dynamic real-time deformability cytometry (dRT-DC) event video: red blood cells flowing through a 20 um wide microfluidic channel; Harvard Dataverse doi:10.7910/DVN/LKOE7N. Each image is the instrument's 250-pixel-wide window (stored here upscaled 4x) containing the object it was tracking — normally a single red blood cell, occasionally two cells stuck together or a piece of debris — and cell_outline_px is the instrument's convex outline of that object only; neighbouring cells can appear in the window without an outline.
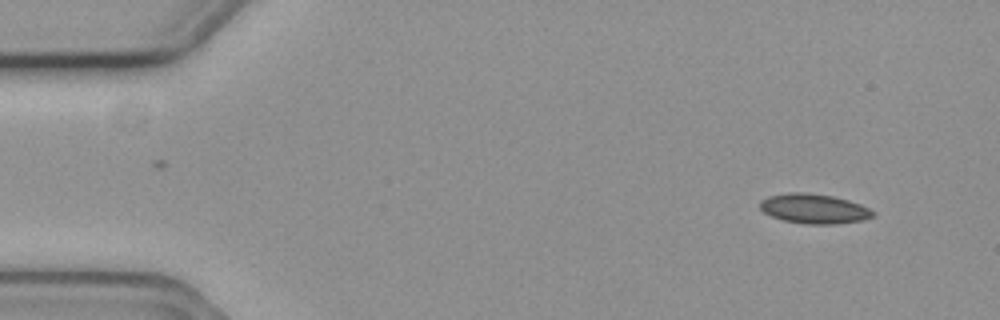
{"species": "common noctule bat (a hibernating species)", "species_latin": "Nyctalus noctula", "temperature_condition": "cold", "stored_images_in_passage": 4, "camera_frame_rate_fps": 3000, "um_per_image_px": 0.085, "animal": {"sex": "female", "body_mass_g": 19.3, "forearm_length_mm": 54.1}, "frame": {"image": 1, "passage_image": 1, "time_ms": 0.0, "image_size_px": [1000, 320], "cell_outline_px": [[876, 216], [860, 220], [836, 224], [804, 224], [784, 220], [772, 216], [764, 212], [760, 208], [760, 200], [768, 196], [788, 192], [808, 192], [832, 196], [848, 200], [860, 204], [876, 212]], "centroid_in_image_um": [69.19, 17.73], "position_along_channel_um": 15.8, "area_um2": 19.59}}
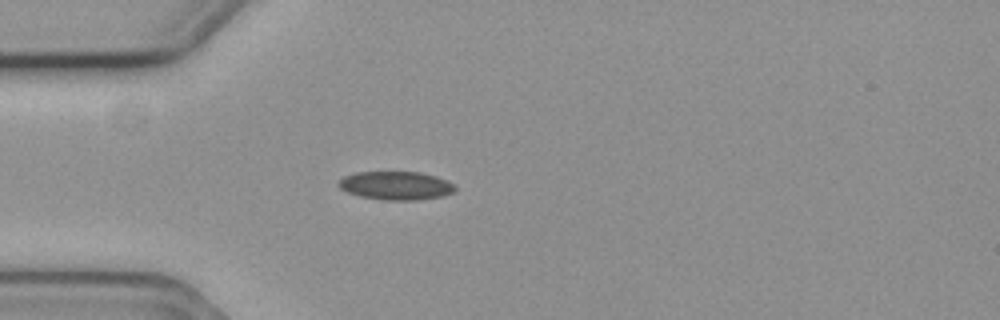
{"frame": {"image": 2, "passage_image": 4, "time_ms": 1.0, "image_size_px": [1000, 320], "cell_outline_px": [[456, 192], [444, 196], [416, 200], [384, 200], [360, 196], [348, 192], [340, 188], [336, 184], [344, 176], [356, 172], [420, 172], [436, 176], [452, 184], [456, 188]], "centroid_in_image_um": [33.66, 15.78], "position_along_channel_um": 51.3, "area_um2": 19.31}}